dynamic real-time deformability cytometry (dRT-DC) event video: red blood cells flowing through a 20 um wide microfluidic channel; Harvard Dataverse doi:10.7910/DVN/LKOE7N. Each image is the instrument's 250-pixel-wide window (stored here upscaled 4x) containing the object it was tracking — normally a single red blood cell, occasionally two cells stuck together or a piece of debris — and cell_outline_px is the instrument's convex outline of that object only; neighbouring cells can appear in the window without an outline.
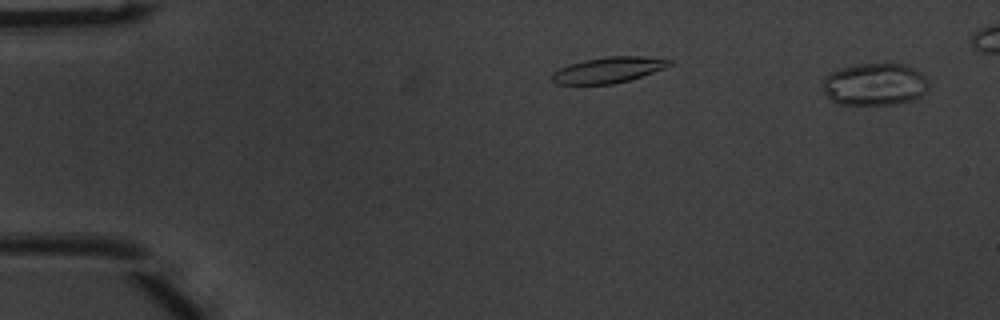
{"species": "common noctule bat (a hibernating species)", "species_latin": "Nyctalus noctula", "temperature_condition": "warm", "stored_images_in_passage": 39, "segment_of_instrument_passage": [1, 2], "camera_frame_rate_fps": 3000, "um_per_image_px": 0.085, "animal": {"sex": "male", "body_mass_g": 20.1, "forearm_length_mm": 53.5}, "frame": {"image": 1, "passage_image": 2, "time_ms": 0.333, "image_size_px": [1000, 320], "cell_outline_px": [[928, 88], [920, 96], [912, 100], [896, 104], [836, 104], [824, 92], [820, 84], [820, 80], [828, 72], [840, 68], [856, 64], [904, 64], [920, 72], [928, 80]], "centroid_in_image_um": [74.29, 7.16], "position_along_channel_um": 10.7, "area_um2": 26.36}}
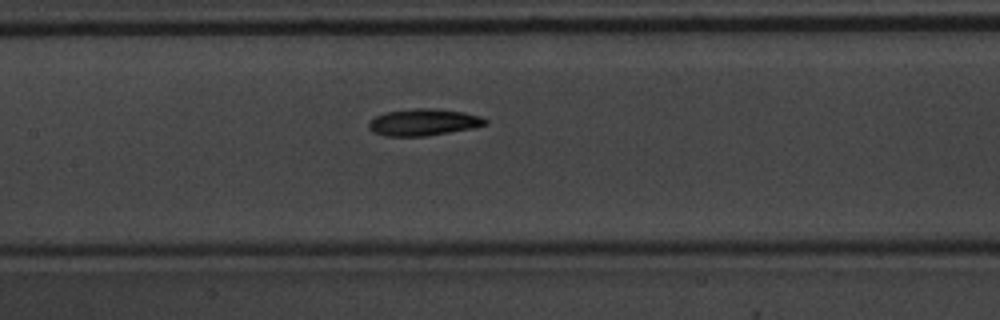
{"frame": {"image": 2, "passage_image": 16, "time_ms": 5.0, "image_size_px": [1000, 320], "cell_outline_px": [[488, 124], [472, 128], [424, 136], [384, 136], [372, 132], [368, 128], [368, 120], [384, 112], [412, 108], [432, 108], [464, 112], [480, 116], [488, 120]], "centroid_in_image_um": [35.95, 10.38], "position_along_channel_um": 171.4, "area_um2": 18.32}}
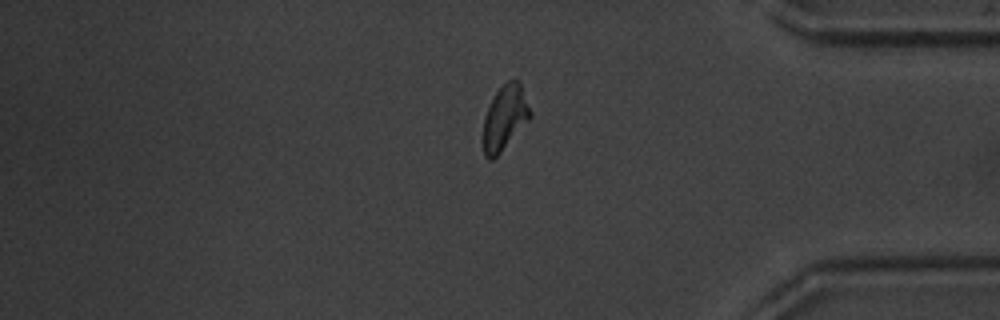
{"frame": {"image": 3, "passage_image": 34, "time_ms": 11.0, "image_size_px": [1000, 320], "cell_outline_px": [[532, 116], [500, 152], [492, 160], [488, 160], [484, 156], [484, 116], [496, 92], [508, 80], [516, 76], [520, 80], [532, 112]], "centroid_in_image_um": [42.94, 9.95], "position_along_channel_um": 392.3, "area_um2": 17.63}}